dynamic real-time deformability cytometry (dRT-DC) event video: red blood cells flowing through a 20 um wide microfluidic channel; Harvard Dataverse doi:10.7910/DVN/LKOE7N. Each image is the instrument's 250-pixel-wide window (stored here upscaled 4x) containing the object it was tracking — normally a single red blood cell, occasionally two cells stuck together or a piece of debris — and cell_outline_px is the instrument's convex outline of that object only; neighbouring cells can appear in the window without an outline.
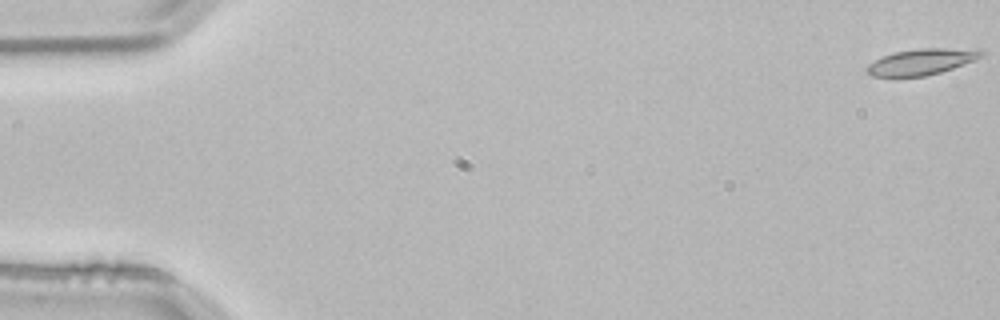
{"species": "common noctule bat (a hibernating species)", "species_latin": "Nyctalus noctula", "temperature_condition": "room temperature", "stored_images_in_passage": 19, "camera_frame_rate_fps": 3000, "um_per_image_px": 0.085, "animal": {"sex": "male", "body_mass_g": 21.5, "forearm_length_mm": 52.0}, "frame": {"image": 1, "passage_image": 1, "time_ms": 0.0, "image_size_px": [1000, 320], "cell_outline_px": [[984, 56], [952, 68], [940, 72], [924, 76], [872, 76], [864, 68], [868, 64], [884, 56], [896, 52], [920, 48], [944, 48], [984, 52]], "centroid_in_image_um": [78.26, 5.26], "position_along_channel_um": 6.7, "area_um2": 16.7}}
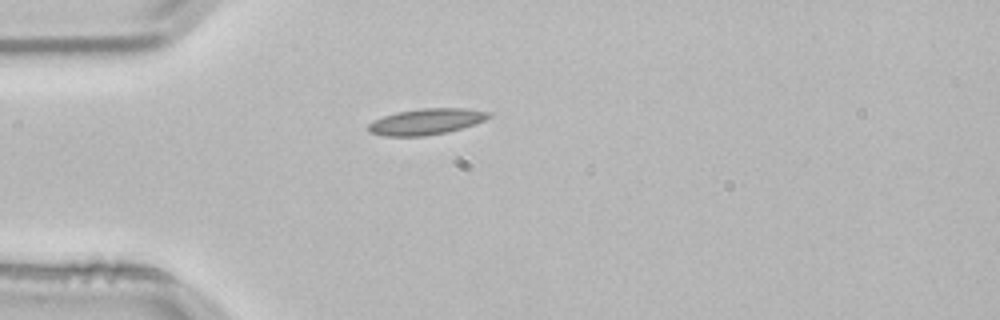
{"frame": {"image": 2, "passage_image": 15, "time_ms": 4.667, "image_size_px": [1000, 320], "cell_outline_px": [[492, 116], [484, 120], [460, 128], [444, 132], [424, 136], [384, 136], [368, 132], [368, 124], [384, 116], [396, 112], [420, 108], [460, 108], [488, 112]], "centroid_in_image_um": [36.17, 10.33], "position_along_channel_um": 48.8, "area_um2": 17.92}}